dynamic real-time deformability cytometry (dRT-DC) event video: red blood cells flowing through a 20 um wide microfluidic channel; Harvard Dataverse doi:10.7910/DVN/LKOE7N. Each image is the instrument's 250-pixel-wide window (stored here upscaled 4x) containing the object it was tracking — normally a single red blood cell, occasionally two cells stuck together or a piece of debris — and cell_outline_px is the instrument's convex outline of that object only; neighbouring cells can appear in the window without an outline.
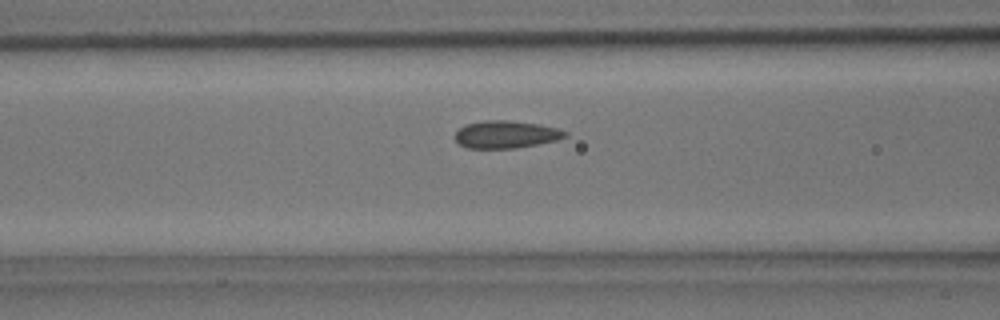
{"species": "common noctule bat (a hibernating species)", "species_latin": "Nyctalus noctula", "temperature_condition": "room temperature", "stored_images_in_passage": 41, "camera_frame_rate_fps": 3000, "um_per_image_px": 0.085, "animal": {"sex": "male", "body_mass_g": 15.6}, "frame": {"image": 1, "passage_image": 18, "time_ms": 5.667, "image_size_px": [1000, 320], "cell_outline_px": [[568, 136], [556, 140], [536, 144], [512, 148], [468, 148], [460, 144], [456, 140], [456, 132], [464, 124], [484, 120], [508, 120], [540, 124], [556, 128], [568, 132]], "centroid_in_image_um": [43.01, 11.41], "position_along_channel_um": 123.6, "area_um2": 17.51}}